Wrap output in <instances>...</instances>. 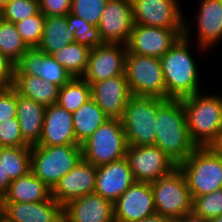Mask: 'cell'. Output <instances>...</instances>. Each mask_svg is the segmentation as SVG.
<instances>
[{"instance_id": "obj_14", "label": "cell", "mask_w": 222, "mask_h": 222, "mask_svg": "<svg viewBox=\"0 0 222 222\" xmlns=\"http://www.w3.org/2000/svg\"><path fill=\"white\" fill-rule=\"evenodd\" d=\"M156 213L151 184L135 181L115 202V222H138Z\"/></svg>"}, {"instance_id": "obj_44", "label": "cell", "mask_w": 222, "mask_h": 222, "mask_svg": "<svg viewBox=\"0 0 222 222\" xmlns=\"http://www.w3.org/2000/svg\"><path fill=\"white\" fill-rule=\"evenodd\" d=\"M138 222H173V220L169 219L168 217H164L158 213H154Z\"/></svg>"}, {"instance_id": "obj_21", "label": "cell", "mask_w": 222, "mask_h": 222, "mask_svg": "<svg viewBox=\"0 0 222 222\" xmlns=\"http://www.w3.org/2000/svg\"><path fill=\"white\" fill-rule=\"evenodd\" d=\"M6 222H64L63 206L53 197L41 202H3Z\"/></svg>"}, {"instance_id": "obj_24", "label": "cell", "mask_w": 222, "mask_h": 222, "mask_svg": "<svg viewBox=\"0 0 222 222\" xmlns=\"http://www.w3.org/2000/svg\"><path fill=\"white\" fill-rule=\"evenodd\" d=\"M46 106L17 94V113L20 132L29 146L40 142Z\"/></svg>"}, {"instance_id": "obj_43", "label": "cell", "mask_w": 222, "mask_h": 222, "mask_svg": "<svg viewBox=\"0 0 222 222\" xmlns=\"http://www.w3.org/2000/svg\"><path fill=\"white\" fill-rule=\"evenodd\" d=\"M173 222H209V220L196 215L193 211L183 215L181 218L173 220Z\"/></svg>"}, {"instance_id": "obj_42", "label": "cell", "mask_w": 222, "mask_h": 222, "mask_svg": "<svg viewBox=\"0 0 222 222\" xmlns=\"http://www.w3.org/2000/svg\"><path fill=\"white\" fill-rule=\"evenodd\" d=\"M11 181L12 180L9 178L8 174L5 173V170L3 169L2 164H0V196L1 197H3L8 191Z\"/></svg>"}, {"instance_id": "obj_4", "label": "cell", "mask_w": 222, "mask_h": 222, "mask_svg": "<svg viewBox=\"0 0 222 222\" xmlns=\"http://www.w3.org/2000/svg\"><path fill=\"white\" fill-rule=\"evenodd\" d=\"M178 168L193 199L222 188V156L211 146L197 147Z\"/></svg>"}, {"instance_id": "obj_19", "label": "cell", "mask_w": 222, "mask_h": 222, "mask_svg": "<svg viewBox=\"0 0 222 222\" xmlns=\"http://www.w3.org/2000/svg\"><path fill=\"white\" fill-rule=\"evenodd\" d=\"M64 222H115L114 203L97 193L70 200L63 206Z\"/></svg>"}, {"instance_id": "obj_46", "label": "cell", "mask_w": 222, "mask_h": 222, "mask_svg": "<svg viewBox=\"0 0 222 222\" xmlns=\"http://www.w3.org/2000/svg\"><path fill=\"white\" fill-rule=\"evenodd\" d=\"M3 219V197L0 196V221Z\"/></svg>"}, {"instance_id": "obj_41", "label": "cell", "mask_w": 222, "mask_h": 222, "mask_svg": "<svg viewBox=\"0 0 222 222\" xmlns=\"http://www.w3.org/2000/svg\"><path fill=\"white\" fill-rule=\"evenodd\" d=\"M15 64L0 51V87L12 86Z\"/></svg>"}, {"instance_id": "obj_10", "label": "cell", "mask_w": 222, "mask_h": 222, "mask_svg": "<svg viewBox=\"0 0 222 222\" xmlns=\"http://www.w3.org/2000/svg\"><path fill=\"white\" fill-rule=\"evenodd\" d=\"M135 181L152 183L169 175L178 165L156 145H128L125 156Z\"/></svg>"}, {"instance_id": "obj_9", "label": "cell", "mask_w": 222, "mask_h": 222, "mask_svg": "<svg viewBox=\"0 0 222 222\" xmlns=\"http://www.w3.org/2000/svg\"><path fill=\"white\" fill-rule=\"evenodd\" d=\"M125 76L132 95L167 99L160 58L127 53Z\"/></svg>"}, {"instance_id": "obj_36", "label": "cell", "mask_w": 222, "mask_h": 222, "mask_svg": "<svg viewBox=\"0 0 222 222\" xmlns=\"http://www.w3.org/2000/svg\"><path fill=\"white\" fill-rule=\"evenodd\" d=\"M193 212L210 220L222 215V188L193 199Z\"/></svg>"}, {"instance_id": "obj_45", "label": "cell", "mask_w": 222, "mask_h": 222, "mask_svg": "<svg viewBox=\"0 0 222 222\" xmlns=\"http://www.w3.org/2000/svg\"><path fill=\"white\" fill-rule=\"evenodd\" d=\"M211 147L222 156V130L220 131L217 140L211 145Z\"/></svg>"}, {"instance_id": "obj_39", "label": "cell", "mask_w": 222, "mask_h": 222, "mask_svg": "<svg viewBox=\"0 0 222 222\" xmlns=\"http://www.w3.org/2000/svg\"><path fill=\"white\" fill-rule=\"evenodd\" d=\"M17 113V92L10 87H0V121H10Z\"/></svg>"}, {"instance_id": "obj_27", "label": "cell", "mask_w": 222, "mask_h": 222, "mask_svg": "<svg viewBox=\"0 0 222 222\" xmlns=\"http://www.w3.org/2000/svg\"><path fill=\"white\" fill-rule=\"evenodd\" d=\"M74 42V35L67 29V16H48L45 19L41 41L37 49L51 55Z\"/></svg>"}, {"instance_id": "obj_38", "label": "cell", "mask_w": 222, "mask_h": 222, "mask_svg": "<svg viewBox=\"0 0 222 222\" xmlns=\"http://www.w3.org/2000/svg\"><path fill=\"white\" fill-rule=\"evenodd\" d=\"M0 147H31L21 135L17 117L0 121Z\"/></svg>"}, {"instance_id": "obj_5", "label": "cell", "mask_w": 222, "mask_h": 222, "mask_svg": "<svg viewBox=\"0 0 222 222\" xmlns=\"http://www.w3.org/2000/svg\"><path fill=\"white\" fill-rule=\"evenodd\" d=\"M83 158L81 145L31 146V172L49 189Z\"/></svg>"}, {"instance_id": "obj_18", "label": "cell", "mask_w": 222, "mask_h": 222, "mask_svg": "<svg viewBox=\"0 0 222 222\" xmlns=\"http://www.w3.org/2000/svg\"><path fill=\"white\" fill-rule=\"evenodd\" d=\"M14 75L38 76L60 88L73 78L51 55L37 48H30L21 56Z\"/></svg>"}, {"instance_id": "obj_32", "label": "cell", "mask_w": 222, "mask_h": 222, "mask_svg": "<svg viewBox=\"0 0 222 222\" xmlns=\"http://www.w3.org/2000/svg\"><path fill=\"white\" fill-rule=\"evenodd\" d=\"M29 49L15 24L0 17V51L16 64Z\"/></svg>"}, {"instance_id": "obj_12", "label": "cell", "mask_w": 222, "mask_h": 222, "mask_svg": "<svg viewBox=\"0 0 222 222\" xmlns=\"http://www.w3.org/2000/svg\"><path fill=\"white\" fill-rule=\"evenodd\" d=\"M131 3L134 24L184 29L185 19L178 0H131Z\"/></svg>"}, {"instance_id": "obj_1", "label": "cell", "mask_w": 222, "mask_h": 222, "mask_svg": "<svg viewBox=\"0 0 222 222\" xmlns=\"http://www.w3.org/2000/svg\"><path fill=\"white\" fill-rule=\"evenodd\" d=\"M155 124V145L177 165L197 148L189 134L182 99H166L157 108Z\"/></svg>"}, {"instance_id": "obj_23", "label": "cell", "mask_w": 222, "mask_h": 222, "mask_svg": "<svg viewBox=\"0 0 222 222\" xmlns=\"http://www.w3.org/2000/svg\"><path fill=\"white\" fill-rule=\"evenodd\" d=\"M197 22V46L208 51L222 40V0H199ZM212 46V47H211Z\"/></svg>"}, {"instance_id": "obj_40", "label": "cell", "mask_w": 222, "mask_h": 222, "mask_svg": "<svg viewBox=\"0 0 222 222\" xmlns=\"http://www.w3.org/2000/svg\"><path fill=\"white\" fill-rule=\"evenodd\" d=\"M72 0H39V11L46 17L66 16L71 11Z\"/></svg>"}, {"instance_id": "obj_13", "label": "cell", "mask_w": 222, "mask_h": 222, "mask_svg": "<svg viewBox=\"0 0 222 222\" xmlns=\"http://www.w3.org/2000/svg\"><path fill=\"white\" fill-rule=\"evenodd\" d=\"M126 54L127 46L121 43H104L92 48L82 78L92 85L110 77L125 75Z\"/></svg>"}, {"instance_id": "obj_17", "label": "cell", "mask_w": 222, "mask_h": 222, "mask_svg": "<svg viewBox=\"0 0 222 222\" xmlns=\"http://www.w3.org/2000/svg\"><path fill=\"white\" fill-rule=\"evenodd\" d=\"M132 96L125 75L110 77L91 85V98L109 119H121Z\"/></svg>"}, {"instance_id": "obj_48", "label": "cell", "mask_w": 222, "mask_h": 222, "mask_svg": "<svg viewBox=\"0 0 222 222\" xmlns=\"http://www.w3.org/2000/svg\"><path fill=\"white\" fill-rule=\"evenodd\" d=\"M7 1H8V0H0V13L3 11L4 6H5V3H6Z\"/></svg>"}, {"instance_id": "obj_33", "label": "cell", "mask_w": 222, "mask_h": 222, "mask_svg": "<svg viewBox=\"0 0 222 222\" xmlns=\"http://www.w3.org/2000/svg\"><path fill=\"white\" fill-rule=\"evenodd\" d=\"M66 16L67 29L74 35L75 42L85 45L90 49L104 44L97 26H93L84 19L71 13Z\"/></svg>"}, {"instance_id": "obj_31", "label": "cell", "mask_w": 222, "mask_h": 222, "mask_svg": "<svg viewBox=\"0 0 222 222\" xmlns=\"http://www.w3.org/2000/svg\"><path fill=\"white\" fill-rule=\"evenodd\" d=\"M89 99H91V85L82 77H73L59 89L57 104L73 113Z\"/></svg>"}, {"instance_id": "obj_47", "label": "cell", "mask_w": 222, "mask_h": 222, "mask_svg": "<svg viewBox=\"0 0 222 222\" xmlns=\"http://www.w3.org/2000/svg\"><path fill=\"white\" fill-rule=\"evenodd\" d=\"M209 222H222V215L210 219Z\"/></svg>"}, {"instance_id": "obj_34", "label": "cell", "mask_w": 222, "mask_h": 222, "mask_svg": "<svg viewBox=\"0 0 222 222\" xmlns=\"http://www.w3.org/2000/svg\"><path fill=\"white\" fill-rule=\"evenodd\" d=\"M46 16L42 12L15 23L20 37L29 48H37L41 41Z\"/></svg>"}, {"instance_id": "obj_16", "label": "cell", "mask_w": 222, "mask_h": 222, "mask_svg": "<svg viewBox=\"0 0 222 222\" xmlns=\"http://www.w3.org/2000/svg\"><path fill=\"white\" fill-rule=\"evenodd\" d=\"M97 167L83 158L51 190V196L62 206L70 200L95 192Z\"/></svg>"}, {"instance_id": "obj_11", "label": "cell", "mask_w": 222, "mask_h": 222, "mask_svg": "<svg viewBox=\"0 0 222 222\" xmlns=\"http://www.w3.org/2000/svg\"><path fill=\"white\" fill-rule=\"evenodd\" d=\"M184 29L134 24L126 44L127 53L161 58L183 36Z\"/></svg>"}, {"instance_id": "obj_3", "label": "cell", "mask_w": 222, "mask_h": 222, "mask_svg": "<svg viewBox=\"0 0 222 222\" xmlns=\"http://www.w3.org/2000/svg\"><path fill=\"white\" fill-rule=\"evenodd\" d=\"M181 99L192 141L197 147L211 146L222 130V95L199 92Z\"/></svg>"}, {"instance_id": "obj_8", "label": "cell", "mask_w": 222, "mask_h": 222, "mask_svg": "<svg viewBox=\"0 0 222 222\" xmlns=\"http://www.w3.org/2000/svg\"><path fill=\"white\" fill-rule=\"evenodd\" d=\"M150 184L156 213L175 220L193 211V198L178 167Z\"/></svg>"}, {"instance_id": "obj_29", "label": "cell", "mask_w": 222, "mask_h": 222, "mask_svg": "<svg viewBox=\"0 0 222 222\" xmlns=\"http://www.w3.org/2000/svg\"><path fill=\"white\" fill-rule=\"evenodd\" d=\"M90 48L77 42L60 48L51 56L63 66L72 77H82L87 68Z\"/></svg>"}, {"instance_id": "obj_7", "label": "cell", "mask_w": 222, "mask_h": 222, "mask_svg": "<svg viewBox=\"0 0 222 222\" xmlns=\"http://www.w3.org/2000/svg\"><path fill=\"white\" fill-rule=\"evenodd\" d=\"M81 147L83 159L96 167L124 158L128 144L121 119H107Z\"/></svg>"}, {"instance_id": "obj_2", "label": "cell", "mask_w": 222, "mask_h": 222, "mask_svg": "<svg viewBox=\"0 0 222 222\" xmlns=\"http://www.w3.org/2000/svg\"><path fill=\"white\" fill-rule=\"evenodd\" d=\"M187 23L184 20L183 36L160 58L167 99H181L200 92L199 64H196L195 57L188 49L192 43Z\"/></svg>"}, {"instance_id": "obj_35", "label": "cell", "mask_w": 222, "mask_h": 222, "mask_svg": "<svg viewBox=\"0 0 222 222\" xmlns=\"http://www.w3.org/2000/svg\"><path fill=\"white\" fill-rule=\"evenodd\" d=\"M39 12V0H8L0 17L12 23H17Z\"/></svg>"}, {"instance_id": "obj_30", "label": "cell", "mask_w": 222, "mask_h": 222, "mask_svg": "<svg viewBox=\"0 0 222 222\" xmlns=\"http://www.w3.org/2000/svg\"><path fill=\"white\" fill-rule=\"evenodd\" d=\"M0 164L11 180L31 171V147H0Z\"/></svg>"}, {"instance_id": "obj_6", "label": "cell", "mask_w": 222, "mask_h": 222, "mask_svg": "<svg viewBox=\"0 0 222 222\" xmlns=\"http://www.w3.org/2000/svg\"><path fill=\"white\" fill-rule=\"evenodd\" d=\"M165 100L136 95L130 97L121 118L128 145H155L157 108Z\"/></svg>"}, {"instance_id": "obj_20", "label": "cell", "mask_w": 222, "mask_h": 222, "mask_svg": "<svg viewBox=\"0 0 222 222\" xmlns=\"http://www.w3.org/2000/svg\"><path fill=\"white\" fill-rule=\"evenodd\" d=\"M126 157L97 167L95 193L114 203L133 183Z\"/></svg>"}, {"instance_id": "obj_22", "label": "cell", "mask_w": 222, "mask_h": 222, "mask_svg": "<svg viewBox=\"0 0 222 222\" xmlns=\"http://www.w3.org/2000/svg\"><path fill=\"white\" fill-rule=\"evenodd\" d=\"M38 146L80 145L76 141L73 115L58 104L46 106Z\"/></svg>"}, {"instance_id": "obj_26", "label": "cell", "mask_w": 222, "mask_h": 222, "mask_svg": "<svg viewBox=\"0 0 222 222\" xmlns=\"http://www.w3.org/2000/svg\"><path fill=\"white\" fill-rule=\"evenodd\" d=\"M49 189L31 171L18 179L12 180L3 202H41L51 198Z\"/></svg>"}, {"instance_id": "obj_28", "label": "cell", "mask_w": 222, "mask_h": 222, "mask_svg": "<svg viewBox=\"0 0 222 222\" xmlns=\"http://www.w3.org/2000/svg\"><path fill=\"white\" fill-rule=\"evenodd\" d=\"M72 115L76 141L80 145L109 119L92 98Z\"/></svg>"}, {"instance_id": "obj_25", "label": "cell", "mask_w": 222, "mask_h": 222, "mask_svg": "<svg viewBox=\"0 0 222 222\" xmlns=\"http://www.w3.org/2000/svg\"><path fill=\"white\" fill-rule=\"evenodd\" d=\"M11 87L17 94L44 106L57 104L60 87L38 76L14 75Z\"/></svg>"}, {"instance_id": "obj_15", "label": "cell", "mask_w": 222, "mask_h": 222, "mask_svg": "<svg viewBox=\"0 0 222 222\" xmlns=\"http://www.w3.org/2000/svg\"><path fill=\"white\" fill-rule=\"evenodd\" d=\"M133 25L131 0H108L97 27L104 43L126 45Z\"/></svg>"}, {"instance_id": "obj_37", "label": "cell", "mask_w": 222, "mask_h": 222, "mask_svg": "<svg viewBox=\"0 0 222 222\" xmlns=\"http://www.w3.org/2000/svg\"><path fill=\"white\" fill-rule=\"evenodd\" d=\"M108 0H72L71 14L93 26H98Z\"/></svg>"}]
</instances>
